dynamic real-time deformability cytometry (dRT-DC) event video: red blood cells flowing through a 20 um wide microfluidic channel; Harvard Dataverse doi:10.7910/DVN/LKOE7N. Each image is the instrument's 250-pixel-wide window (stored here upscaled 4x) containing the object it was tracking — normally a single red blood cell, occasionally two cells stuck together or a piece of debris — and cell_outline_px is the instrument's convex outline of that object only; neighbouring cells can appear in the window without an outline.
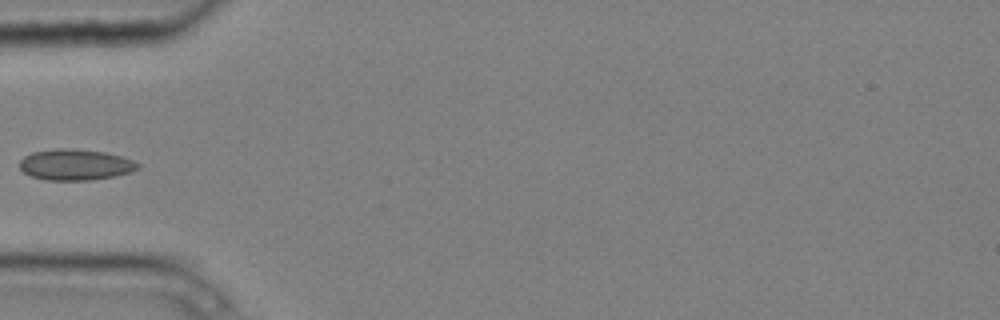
{"species": "common noctule bat (a hibernating species)", "species_latin": "Nyctalus noctula", "temperature_condition": "cold", "stored_images_in_passage": 6, "camera_frame_rate_fps": 3000, "um_per_image_px": 0.085, "animal": {"sex": "male", "body_mass_g": 20.4}, "frame": {"image": 1, "passage_image": 5, "time_ms": 1.333, "image_size_px": [1000, 320], "cell_outline_px": [[140, 168], [128, 172], [112, 176], [88, 180], [44, 180], [32, 176], [24, 172], [20, 168], [20, 160], [24, 156], [32, 152], [56, 148], [72, 148], [104, 152], [120, 156], [132, 160], [140, 164]], "centroid_in_image_um": [6.37, 13.99], "position_along_channel_um": 78.6, "area_um2": 21.21}}
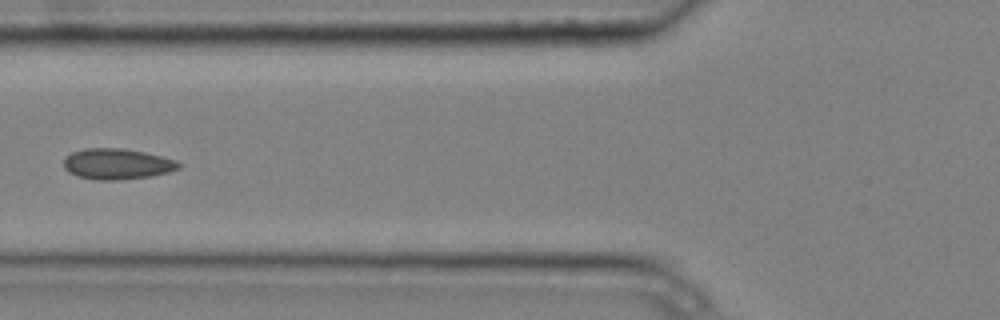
{"frame": {"image": 2, "passage_image": 6, "time_ms": 1.667, "image_size_px": [1000, 320], "cell_outline_px": [[184, 164], [180, 168], [168, 172], [148, 176], [116, 180], [96, 180], [80, 176], [68, 172], [64, 168], [64, 156], [72, 152], [84, 148], [124, 148], [144, 152], [176, 160]], "centroid_in_image_um": [9.94, 13.92], "position_along_channel_um": 115.9, "area_um2": 20.63}}